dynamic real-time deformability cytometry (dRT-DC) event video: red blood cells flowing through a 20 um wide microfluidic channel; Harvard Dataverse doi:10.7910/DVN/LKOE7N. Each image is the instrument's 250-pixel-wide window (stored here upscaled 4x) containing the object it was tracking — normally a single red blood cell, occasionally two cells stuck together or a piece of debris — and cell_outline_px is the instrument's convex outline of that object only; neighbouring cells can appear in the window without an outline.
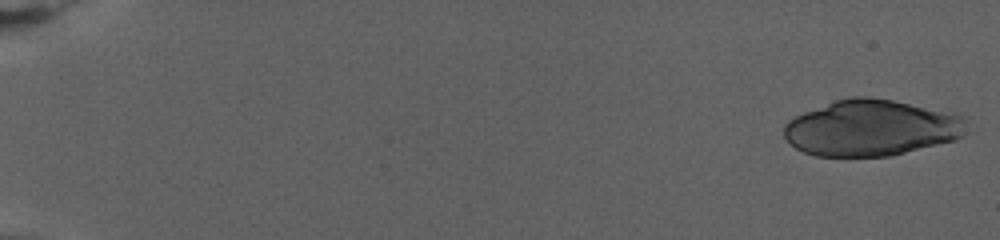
{"species": "human", "species_latin": "Homo sapiens", "temperature_condition": "warm", "stored_images_in_passage": 54, "camera_frame_rate_fps": 3000, "um_per_image_px": 0.085, "donor": {"sex": "female"}, "frame": {"image": 1, "passage_image": 1, "time_ms": 0.0, "image_size_px": [1000, 240], "cell_outline_px": [[968, 120], [960, 136], [956, 140], [892, 156], [816, 156], [804, 152], [788, 144], [784, 136], [784, 124], [788, 120], [804, 112], [836, 100], [848, 96], [868, 96], [892, 100], [956, 112], [968, 116]], "centroid_in_image_um": [74.09, 10.86], "position_along_channel_um": 10.9, "area_um2": 60.29}}